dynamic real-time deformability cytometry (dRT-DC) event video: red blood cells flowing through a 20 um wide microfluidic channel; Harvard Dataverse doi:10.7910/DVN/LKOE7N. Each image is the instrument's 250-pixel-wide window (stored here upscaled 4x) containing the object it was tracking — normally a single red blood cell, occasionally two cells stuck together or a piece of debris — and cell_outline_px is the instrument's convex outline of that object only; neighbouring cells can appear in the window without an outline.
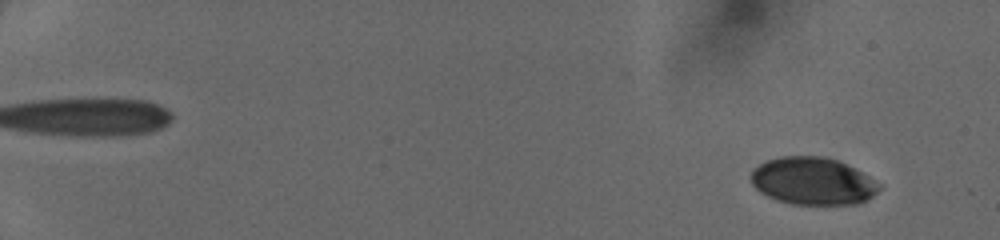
{"species": "human", "species_latin": "Homo sapiens", "temperature_condition": "cold", "stored_images_in_passage": 50, "camera_frame_rate_fps": 3000, "um_per_image_px": 0.085, "donor": {"sex": "female"}, "frame": {"image": 1, "passage_image": 4, "time_ms": 1.0, "image_size_px": [1000, 240], "cell_outline_px": [[880, 188], [872, 196], [856, 204], [792, 204], [776, 200], [760, 192], [752, 184], [748, 176], [752, 168], [768, 160], [780, 156], [824, 156], [836, 160], [868, 176], [880, 184]], "centroid_in_image_um": [69.01, 15.39], "position_along_channel_um": 16.0, "area_um2": 35.26}}
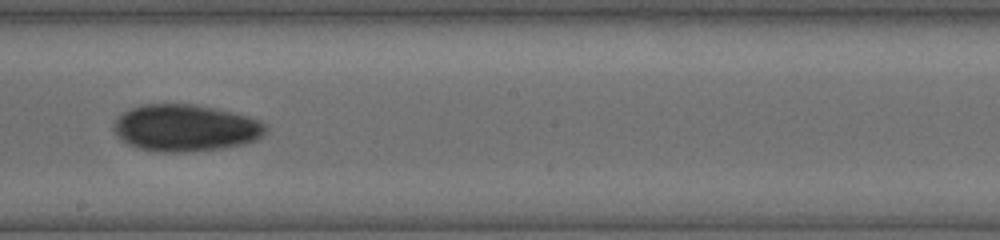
{"frame": {"image": 2, "passage_image": 32, "time_ms": 10.333, "image_size_px": [1000, 240], "cell_outline_px": [[268, 132], [264, 136], [256, 140], [244, 144], [224, 148], [192, 152], [156, 152], [140, 148], [128, 144], [120, 140], [116, 136], [112, 128], [116, 120], [124, 112], [132, 108], [144, 104], [192, 104], [232, 112], [248, 116], [260, 120], [268, 124]], "centroid_in_image_um": [15.8, 10.89], "position_along_channel_um": 232.4, "area_um2": 41.91}}
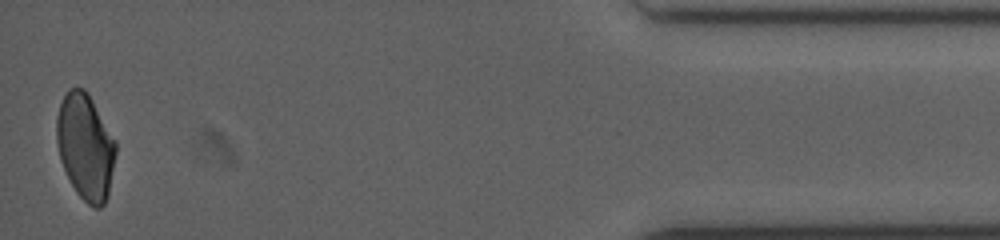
{"frame": {"image": 3, "passage_image": 50, "time_ms": 16.333, "image_size_px": [1000, 240], "cell_outline_px": [[116, 152], [108, 196], [104, 204], [100, 208], [96, 208], [88, 204], [76, 192], [60, 160], [56, 140], [56, 116], [60, 104], [68, 88], [84, 88], [88, 92], [116, 140]], "centroid_in_image_um": [7.26, 12.44], "position_along_channel_um": 427.9, "area_um2": 36.59}}